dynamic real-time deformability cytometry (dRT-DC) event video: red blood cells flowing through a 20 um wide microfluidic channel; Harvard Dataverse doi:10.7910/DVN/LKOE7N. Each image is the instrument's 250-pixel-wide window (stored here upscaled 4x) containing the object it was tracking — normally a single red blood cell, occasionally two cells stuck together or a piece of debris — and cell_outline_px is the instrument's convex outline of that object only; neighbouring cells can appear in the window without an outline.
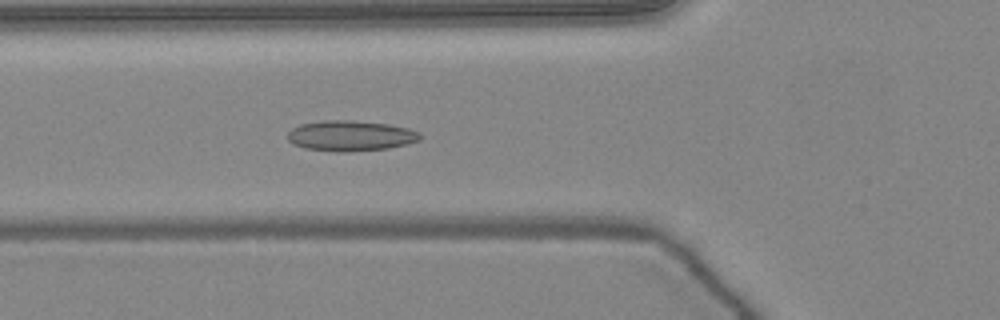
{"species": "common noctule bat (a hibernating species)", "species_latin": "Nyctalus noctula", "temperature_condition": "warm", "stored_images_in_passage": 50, "camera_frame_rate_fps": 3000, "um_per_image_px": 0.085, "animal": {"sex": "female", "body_mass_g": 24.6, "forearm_length_mm": 56.2}, "frame": {"image": 1, "passage_image": 18, "time_ms": 5.667, "image_size_px": [1000, 320], "cell_outline_px": [[424, 136], [420, 140], [408, 144], [388, 148], [340, 152], [336, 152], [304, 148], [292, 144], [288, 140], [288, 132], [292, 128], [300, 124], [324, 120], [352, 120], [388, 124], [408, 128], [420, 132]], "centroid_in_image_um": [29.81, 11.54], "position_along_channel_um": 96.0, "area_um2": 23.7}}
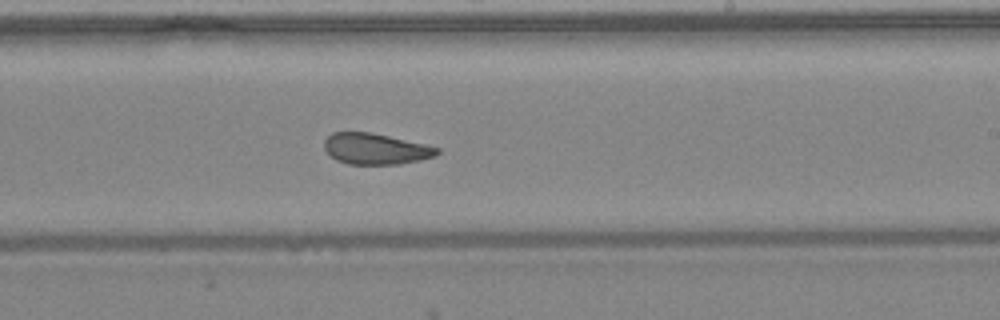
{"frame": {"image": 2, "passage_image": 30, "time_ms": 9.667, "image_size_px": [1000, 320], "cell_outline_px": [[440, 152], [436, 156], [420, 160], [400, 164], [348, 164], [336, 160], [324, 148], [324, 140], [332, 132], [372, 132], [424, 144], [440, 148]], "centroid_in_image_um": [31.93, 12.65], "position_along_channel_um": 257.1, "area_um2": 20.4}}
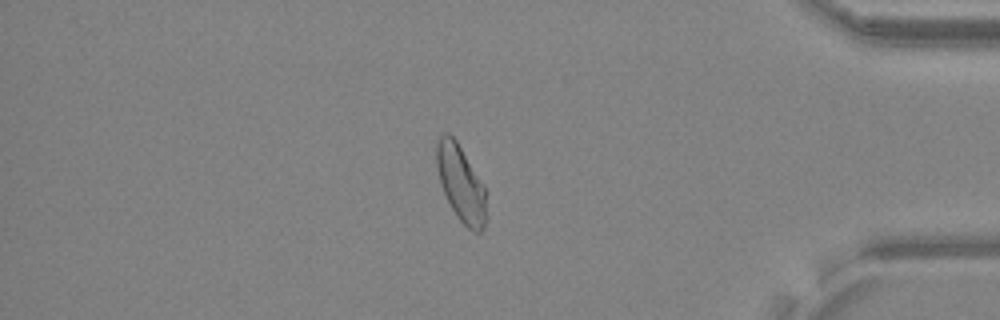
{"frame": {"image": 3, "passage_image": 43, "time_ms": 14.0, "image_size_px": [1000, 320], "cell_outline_px": [[484, 228], [480, 232], [472, 232], [456, 216], [440, 184], [436, 164], [436, 144], [440, 136], [444, 132], [448, 132], [456, 140], [484, 184]], "centroid_in_image_um": [39.14, 15.55], "position_along_channel_um": 396.1, "area_um2": 21.73}, "authors_computed_cell_mechanics": {"area_um2": 22.5998, "velocity_mm_per_s": 4.0131, "shape_relaxation_time_tau1_ms": null, "shape_relaxation_time_tau2_ms": 1.9242, "deformation_change_tau1": null, "deformation_change_tau2": 0.0782}}